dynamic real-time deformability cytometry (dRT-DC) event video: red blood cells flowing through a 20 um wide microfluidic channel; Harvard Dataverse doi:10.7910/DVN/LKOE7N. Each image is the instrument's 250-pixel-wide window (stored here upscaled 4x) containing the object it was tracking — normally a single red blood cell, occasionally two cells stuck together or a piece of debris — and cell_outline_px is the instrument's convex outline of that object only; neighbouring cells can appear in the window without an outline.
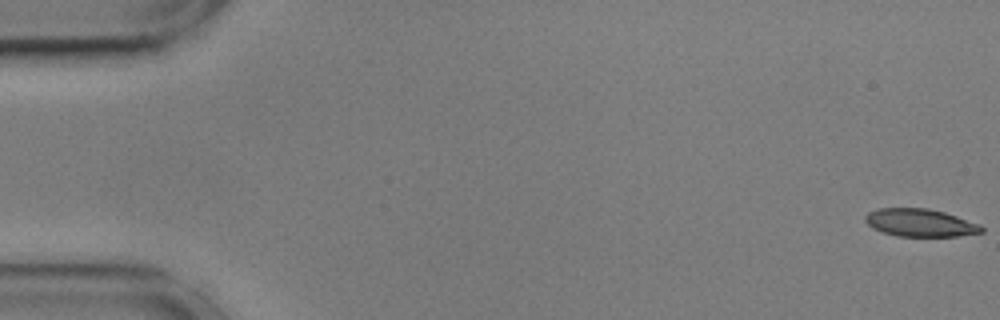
{"species": "common noctule bat (a hibernating species)", "species_latin": "Nyctalus noctula", "temperature_condition": "cold", "stored_images_in_passage": 51, "camera_frame_rate_fps": 3000, "um_per_image_px": 0.085, "animal": {"sex": "male", "body_mass_g": 17.9, "forearm_length_mm": 54.2}, "frame": {"image": 1, "passage_image": 1, "time_ms": 0.0, "image_size_px": [1000, 320], "cell_outline_px": [[984, 232], [956, 236], [896, 236], [872, 228], [864, 220], [864, 216], [868, 212], [876, 208], [928, 208], [944, 212], [980, 224], [984, 228]], "centroid_in_image_um": [78.2, 18.93], "position_along_channel_um": 6.8, "area_um2": 18.84}}
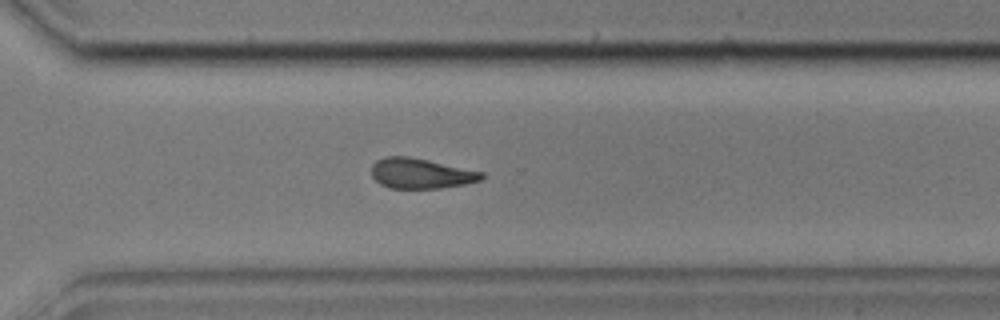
{"frame": {"image": 2, "passage_image": 40, "time_ms": 13.0, "image_size_px": [1000, 320], "cell_outline_px": [[484, 176], [480, 180], [464, 184], [440, 188], [388, 188], [380, 184], [372, 176], [372, 164], [376, 160], [384, 156], [408, 156], [428, 160], [484, 172]], "centroid_in_image_um": [35.74, 14.73], "position_along_channel_um": 334.9, "area_um2": 19.36}}
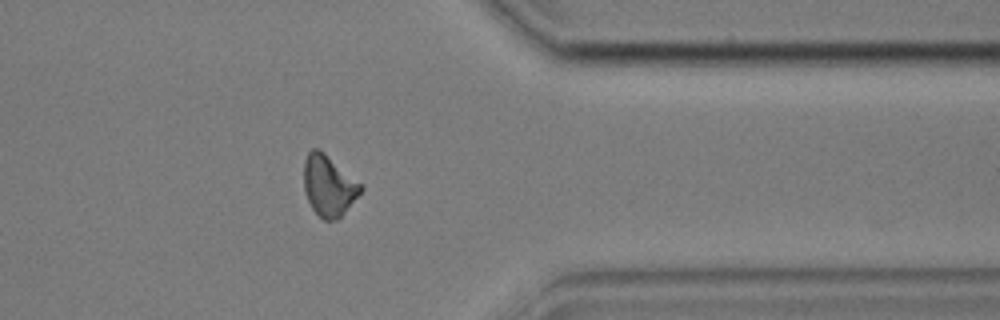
{"frame": {"image": 3, "passage_image": 45, "time_ms": 14.667, "image_size_px": [1000, 320], "cell_outline_px": [[364, 188], [344, 212], [336, 220], [324, 220], [312, 208], [308, 200], [304, 188], [304, 160], [308, 152], [312, 148], [320, 148], [364, 184]], "centroid_in_image_um": [27.96, 15.73], "position_along_channel_um": 383.4, "area_um2": 20.35}, "authors_computed_cell_mechanics": {"area_um2": 20.3456, "velocity_mm_per_s": 3.5956, "shape_relaxation_time_tau1_ms": 7.4184, "shape_relaxation_time_tau2_ms": null, "deformation_change_tau1": 0.1499, "deformation_change_tau2": null}}